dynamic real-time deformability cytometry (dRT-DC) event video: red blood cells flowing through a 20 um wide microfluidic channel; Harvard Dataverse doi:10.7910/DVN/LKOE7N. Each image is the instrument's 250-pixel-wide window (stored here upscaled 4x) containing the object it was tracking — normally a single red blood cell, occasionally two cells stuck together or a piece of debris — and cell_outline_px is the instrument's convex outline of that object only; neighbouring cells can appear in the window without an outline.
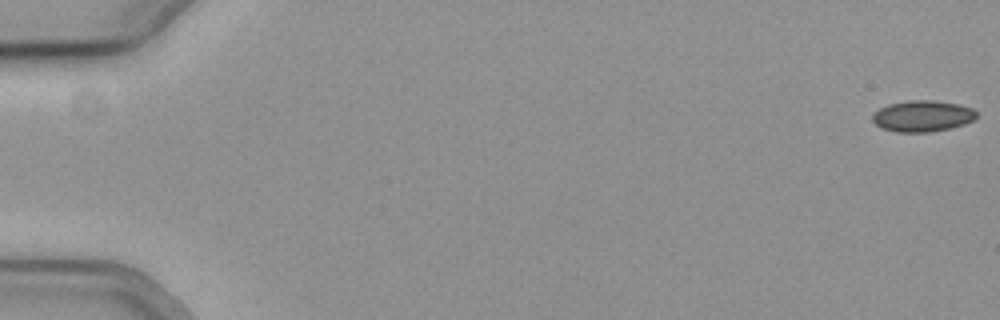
{"species": "common noctule bat (a hibernating species)", "species_latin": "Nyctalus noctula", "temperature_condition": "cold", "stored_images_in_passage": 19, "camera_frame_rate_fps": 3000, "um_per_image_px": 0.085, "animal": {"sex": "female", "body_mass_g": 19.3, "forearm_length_mm": 54.1}, "frame": {"image": 1, "passage_image": 1, "time_ms": 0.0, "image_size_px": [1000, 320], "cell_outline_px": [[976, 116], [972, 120], [964, 124], [948, 128], [928, 132], [896, 132], [880, 128], [872, 120], [872, 116], [880, 108], [888, 104], [912, 100], [932, 100], [960, 104], [972, 108], [976, 112]], "centroid_in_image_um": [78.39, 9.86], "position_along_channel_um": 6.6, "area_um2": 18.79}}